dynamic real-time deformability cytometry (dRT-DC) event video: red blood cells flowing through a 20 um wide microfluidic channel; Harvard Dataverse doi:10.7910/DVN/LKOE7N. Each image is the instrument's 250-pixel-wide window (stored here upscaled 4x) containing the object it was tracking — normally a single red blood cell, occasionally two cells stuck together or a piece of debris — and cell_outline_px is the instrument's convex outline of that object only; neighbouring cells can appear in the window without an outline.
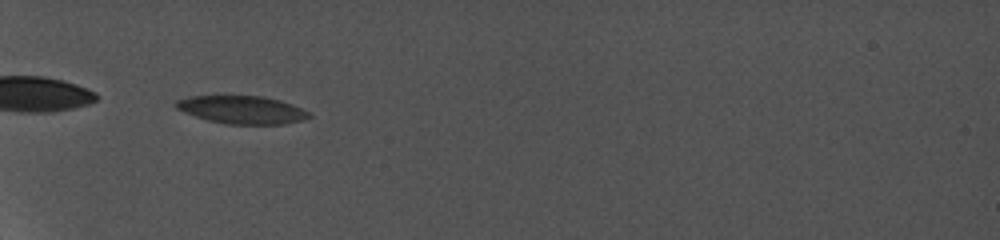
{"species": "common noctule bat (a hibernating species)", "species_latin": "Nyctalus noctula", "temperature_condition": "cold", "stored_images_in_passage": 10, "camera_frame_rate_fps": 5000, "um_per_image_px": 0.085, "animal": {"sex": "female", "body_mass_g": 19.0, "forearm_length_mm": 56.7}, "frame": {"image": 1, "passage_image": 1, "time_ms": 0.0, "image_size_px": [1000, 240], "cell_outline_px": [[312, 116], [300, 120], [280, 124], [228, 124], [196, 116], [176, 108], [176, 100], [192, 96], [260, 96], [280, 100], [300, 108], [308, 112]], "centroid_in_image_um": [20.57, 9.32], "position_along_channel_um": 64.4, "area_um2": 21.04}}
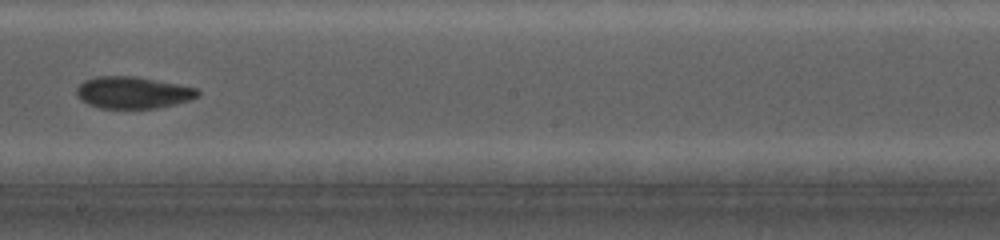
{"frame": {"image": 2, "passage_image": 7, "time_ms": 5.2, "image_size_px": [1000, 240], "cell_outline_px": [[200, 92], [196, 96], [188, 100], [156, 108], [100, 108], [88, 104], [76, 92], [76, 88], [84, 80], [96, 76], [132, 76], [196, 88]], "centroid_in_image_um": [11.25, 7.86], "position_along_channel_um": 237.0, "area_um2": 21.91}}
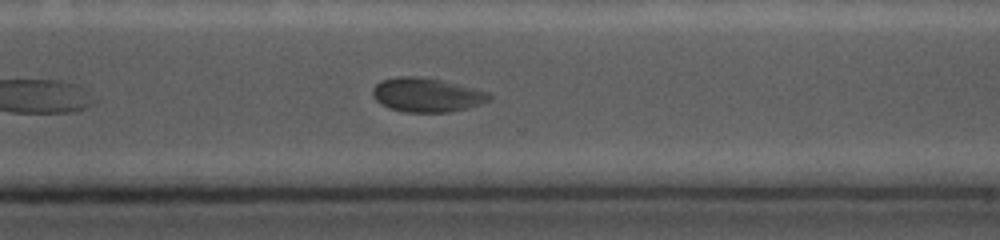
{"frame": {"image": 3, "passage_image": 10, "time_ms": 7.8, "image_size_px": [1000, 240], "cell_outline_px": [[492, 96], [488, 100], [464, 108], [448, 112], [408, 112], [392, 108], [376, 100], [372, 92], [376, 84], [384, 80], [396, 76], [416, 76], [440, 80], [488, 92]], "centroid_in_image_um": [36.25, 8.06], "position_along_channel_um": 334.4, "area_um2": 22.37}}